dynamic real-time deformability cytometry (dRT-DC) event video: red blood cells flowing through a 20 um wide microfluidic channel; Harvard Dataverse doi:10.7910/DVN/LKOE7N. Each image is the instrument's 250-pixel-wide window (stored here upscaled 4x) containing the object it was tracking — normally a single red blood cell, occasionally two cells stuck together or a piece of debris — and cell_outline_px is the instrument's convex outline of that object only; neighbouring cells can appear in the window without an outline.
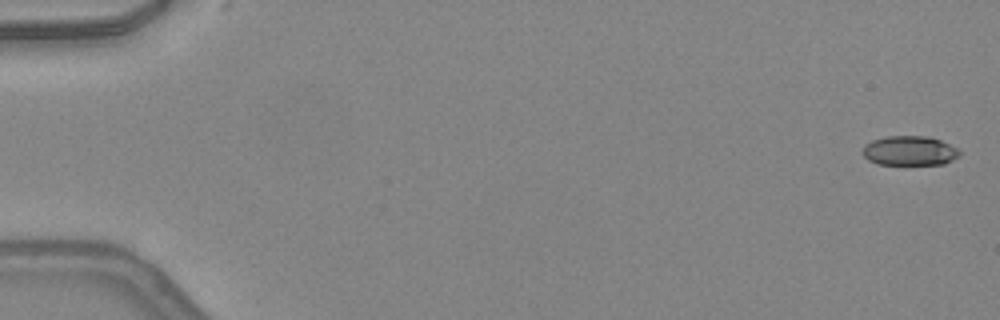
{"species": "common noctule bat (a hibernating species)", "species_latin": "Nyctalus noctula", "temperature_condition": "warm", "stored_images_in_passage": 50, "camera_frame_rate_fps": 3000, "um_per_image_px": 0.085, "animal": {"sex": "female", "body_mass_g": 24.6, "forearm_length_mm": 56.2}, "frame": {"image": 1, "passage_image": 2, "time_ms": 0.333, "image_size_px": [1000, 320], "cell_outline_px": [[960, 156], [944, 164], [904, 168], [876, 164], [868, 160], [860, 152], [864, 144], [872, 140], [888, 136], [928, 136], [940, 140], [956, 148], [960, 152]], "centroid_in_image_um": [77.26, 12.88], "position_along_channel_um": 7.7, "area_um2": 17.74}}
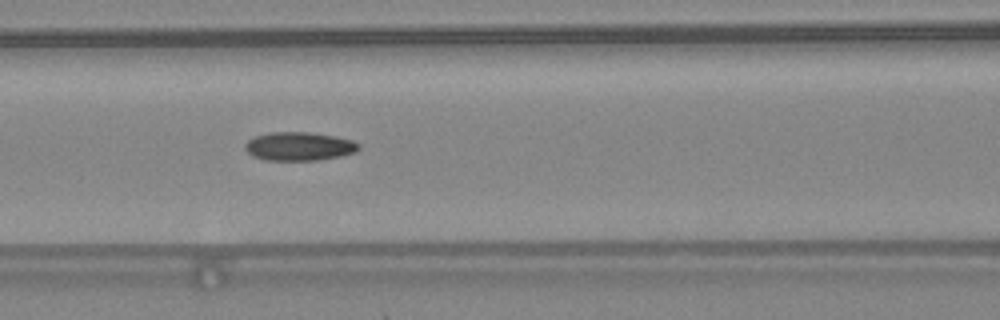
{"frame": {"image": 2, "passage_image": 23, "time_ms": 7.333, "image_size_px": [1000, 320], "cell_outline_px": [[360, 148], [356, 152], [340, 156], [316, 160], [264, 160], [252, 156], [244, 148], [244, 144], [248, 140], [256, 136], [272, 132], [308, 132], [336, 136], [352, 140], [360, 144]], "centroid_in_image_um": [25.43, 12.44], "position_along_channel_um": 141.2, "area_um2": 18.96}}
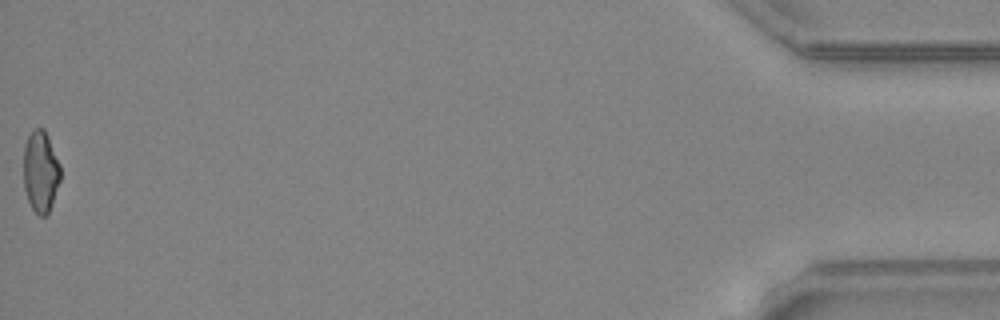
{"frame": {"image": 3, "passage_image": 50, "time_ms": 16.333, "image_size_px": [1000, 320], "cell_outline_px": [[60, 180], [48, 216], [40, 216], [32, 208], [28, 200], [24, 188], [24, 148], [28, 136], [32, 128], [44, 128], [48, 136], [60, 164]], "centroid_in_image_um": [3.46, 14.58], "position_along_channel_um": 431.7, "area_um2": 17.57}, "authors_computed_cell_mechanics": {"area_um2": 18.1492, "velocity_mm_per_s": 4.304, "shape_relaxation_time_tau1_ms": null, "shape_relaxation_time_tau2_ms": 3.0627, "deformation_change_tau1": null, "deformation_change_tau2": 0.1059}}